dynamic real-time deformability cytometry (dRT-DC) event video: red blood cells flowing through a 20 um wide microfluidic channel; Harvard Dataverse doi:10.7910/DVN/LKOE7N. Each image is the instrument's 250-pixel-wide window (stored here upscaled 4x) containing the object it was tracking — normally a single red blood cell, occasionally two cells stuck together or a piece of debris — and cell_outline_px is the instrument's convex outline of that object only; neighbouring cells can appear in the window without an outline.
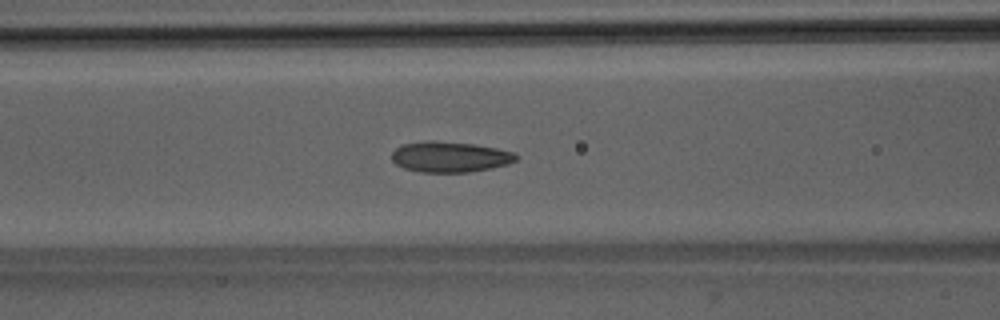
{"species": "Egyptian fruit bat (a non-hibernating species)", "species_latin": "Rousettus aegyptiacus", "temperature_condition": "room temperature", "stored_images_in_passage": 52, "camera_frame_rate_fps": 3000, "um_per_image_px": 0.085, "animal": {"sex": "male"}, "frame": {"image": 1, "passage_image": 22, "time_ms": 7.0, "image_size_px": [1000, 320], "cell_outline_px": [[520, 156], [516, 160], [508, 164], [492, 168], [468, 172], [420, 172], [404, 168], [396, 164], [392, 160], [392, 152], [396, 148], [404, 144], [428, 140], [436, 140], [472, 144], [496, 148], [516, 152]], "centroid_in_image_um": [38.27, 13.33], "position_along_channel_um": 128.3, "area_um2": 22.31}}
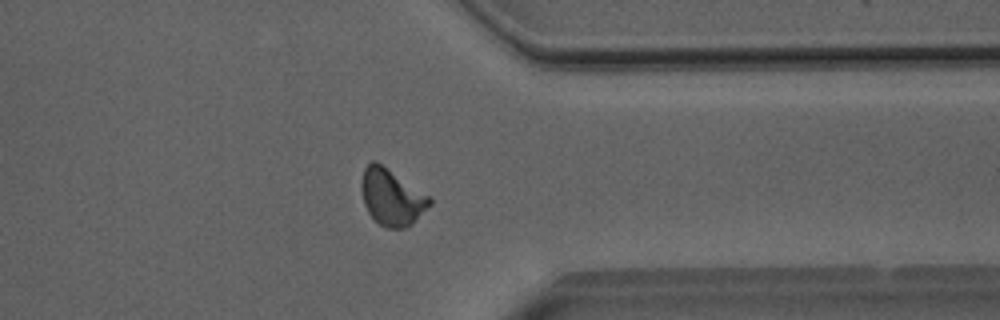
{"frame": {"image": 2, "passage_image": 41, "time_ms": 13.333, "image_size_px": [1000, 320], "cell_outline_px": [[432, 204], [412, 224], [404, 228], [388, 228], [380, 224], [368, 212], [364, 204], [360, 184], [364, 168], [372, 160], [376, 160], [432, 196]], "centroid_in_image_um": [33.32, 16.73], "position_along_channel_um": 378.1, "area_um2": 22.72}}
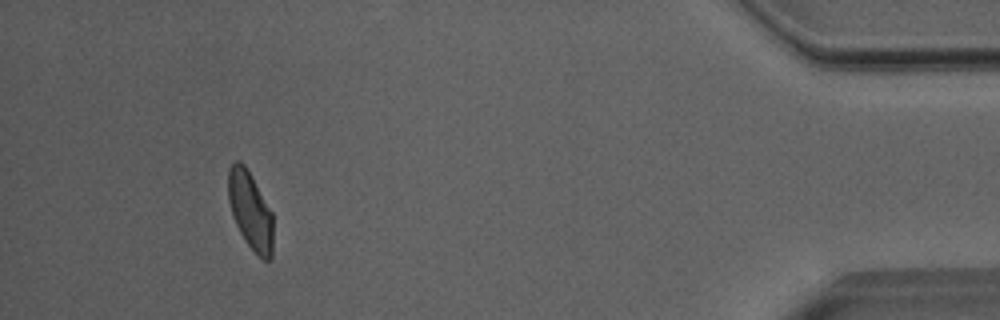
{"frame": {"image": 3, "passage_image": 48, "time_ms": 15.667, "image_size_px": [1000, 320], "cell_outline_px": [[272, 260], [264, 260], [244, 240], [232, 216], [228, 200], [228, 168], [236, 160], [240, 160], [244, 164], [272, 212]], "centroid_in_image_um": [21.26, 17.88], "position_along_channel_um": 413.9, "area_um2": 20.11}, "authors_computed_cell_mechanics": {"area_um2": 21.8195, "velocity_mm_per_s": 4.0281, "shape_relaxation_time_tau1_ms": 4.9051, "shape_relaxation_time_tau2_ms": 1.523, "deformation_change_tau1": 0.1293, "deformation_change_tau2": 0.0699}}